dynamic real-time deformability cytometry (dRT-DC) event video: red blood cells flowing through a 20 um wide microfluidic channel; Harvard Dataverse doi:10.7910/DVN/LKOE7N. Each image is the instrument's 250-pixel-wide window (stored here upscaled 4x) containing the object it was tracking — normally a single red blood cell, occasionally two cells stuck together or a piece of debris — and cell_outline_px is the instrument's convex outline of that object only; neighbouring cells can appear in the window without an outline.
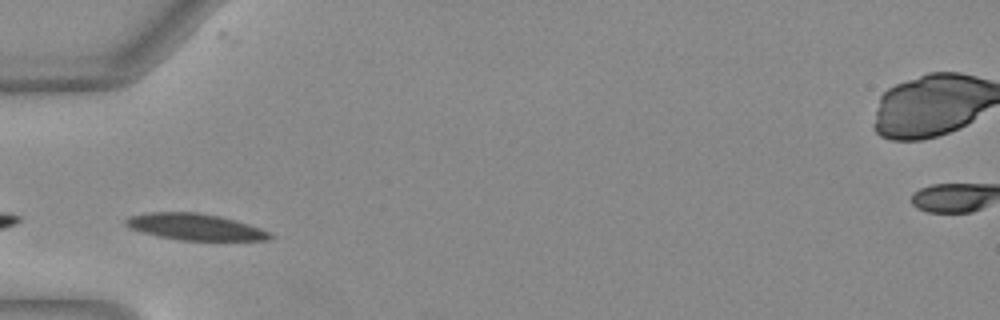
{"species": "Egyptian fruit bat (a non-hibernating species)", "species_latin": "Rousettus aegyptiacus", "temperature_condition": "warm", "stored_images_in_passage": 28, "camera_frame_rate_fps": 3000, "um_per_image_px": 0.085, "animal": {"sex": "female"}, "frame": {"image": 1, "passage_image": 1, "time_ms": 0.0, "image_size_px": [1000, 320], "cell_outline_px": [[272, 236], [268, 240], [180, 240], [156, 236], [128, 228], [124, 224], [124, 220], [128, 216], [148, 212], [200, 212], [220, 216], [248, 224], [260, 228], [268, 232]], "centroid_in_image_um": [16.5, 19.27], "position_along_channel_um": 68.5, "area_um2": 22.25}}
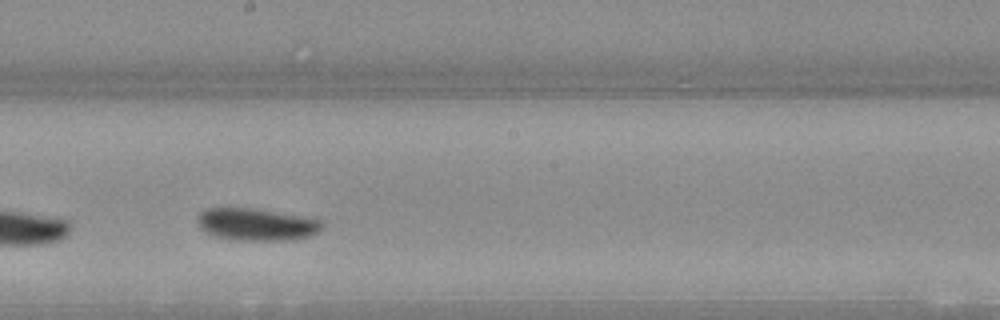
{"frame": {"image": 2, "passage_image": 13, "time_ms": 4.0, "image_size_px": [1000, 320], "cell_outline_px": [[324, 224], [312, 236], [292, 240], [236, 240], [212, 236], [200, 228], [196, 220], [196, 216], [200, 212], [208, 208], [252, 208], [276, 212], [320, 220]], "centroid_in_image_um": [21.74, 19.08], "position_along_channel_um": 226.5, "area_um2": 23.35}}
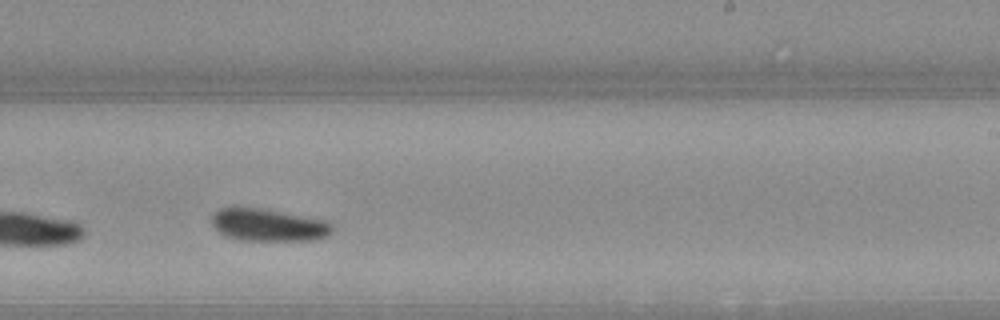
{"frame": {"image": 3, "passage_image": 16, "time_ms": 5.0, "image_size_px": [1000, 320], "cell_outline_px": [[332, 232], [328, 236], [316, 240], [240, 240], [224, 236], [212, 224], [212, 216], [220, 208], [256, 208], [324, 220], [332, 224]], "centroid_in_image_um": [22.81, 19.15], "position_along_channel_um": 266.2, "area_um2": 22.31}, "authors_computed_cell_mechanics": {"area_um2": 22.1952, "velocity_mm_per_s": 4.0046, "shape_relaxation_time_tau1_ms": 4.0789, "shape_relaxation_time_tau2_ms": null, "deformation_change_tau1": 0.1045, "deformation_change_tau2": null}}